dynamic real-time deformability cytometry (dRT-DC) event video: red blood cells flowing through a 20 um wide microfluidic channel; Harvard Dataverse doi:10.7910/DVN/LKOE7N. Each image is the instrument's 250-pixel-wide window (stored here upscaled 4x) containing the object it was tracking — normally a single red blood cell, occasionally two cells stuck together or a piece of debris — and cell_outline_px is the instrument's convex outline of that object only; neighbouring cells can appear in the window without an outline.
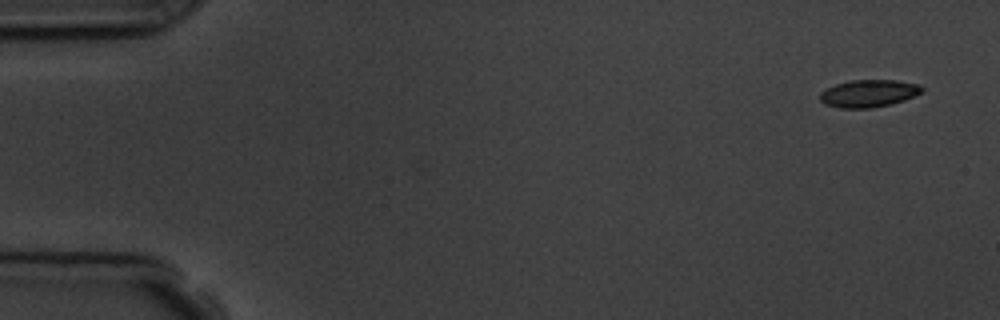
{"species": "common noctule bat (a hibernating species)", "species_latin": "Nyctalus noctula", "temperature_condition": "room temperature", "stored_images_in_passage": 4, "camera_frame_rate_fps": 3000, "um_per_image_px": 0.085, "animal": {"sex": "male", "body_mass_g": 19.5, "forearm_length_mm": 54.6}, "frame": {"image": 1, "passage_image": 1, "time_ms": 0.0, "image_size_px": [1000, 320], "cell_outline_px": [[924, 92], [904, 100], [892, 104], [872, 108], [840, 108], [824, 104], [820, 100], [820, 92], [836, 84], [852, 80], [896, 80], [916, 84], [924, 88]], "centroid_in_image_um": [73.85, 7.95], "position_along_channel_um": 11.2, "area_um2": 16.3}}